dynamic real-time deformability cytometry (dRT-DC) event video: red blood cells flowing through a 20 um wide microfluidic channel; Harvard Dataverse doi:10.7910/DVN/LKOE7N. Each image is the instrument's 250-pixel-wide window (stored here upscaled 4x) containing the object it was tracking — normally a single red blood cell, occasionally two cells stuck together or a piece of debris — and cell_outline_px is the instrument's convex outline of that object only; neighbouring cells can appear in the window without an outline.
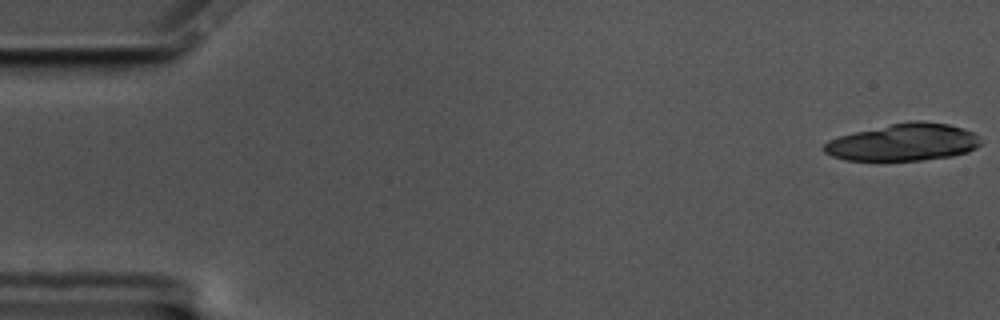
{"species": "common noctule bat (a hibernating species)", "species_latin": "Nyctalus noctula", "temperature_condition": "cold", "stored_images_in_passage": 11, "camera_frame_rate_fps": 3000, "um_per_image_px": 0.085, "animal": {"sex": "male", "body_mass_g": 17.5, "forearm_length_mm": 52.3}, "frame": {"image": 1, "passage_image": 1, "time_ms": 0.0, "image_size_px": [1000, 320], "cell_outline_px": [[980, 144], [976, 148], [968, 152], [952, 156], [920, 160], [844, 160], [832, 156], [824, 152], [824, 144], [828, 140], [852, 132], [908, 120], [920, 120], [948, 124], [964, 128], [976, 132]], "centroid_in_image_um": [76.81, 12.08], "position_along_channel_um": 8.2, "area_um2": 34.1}}